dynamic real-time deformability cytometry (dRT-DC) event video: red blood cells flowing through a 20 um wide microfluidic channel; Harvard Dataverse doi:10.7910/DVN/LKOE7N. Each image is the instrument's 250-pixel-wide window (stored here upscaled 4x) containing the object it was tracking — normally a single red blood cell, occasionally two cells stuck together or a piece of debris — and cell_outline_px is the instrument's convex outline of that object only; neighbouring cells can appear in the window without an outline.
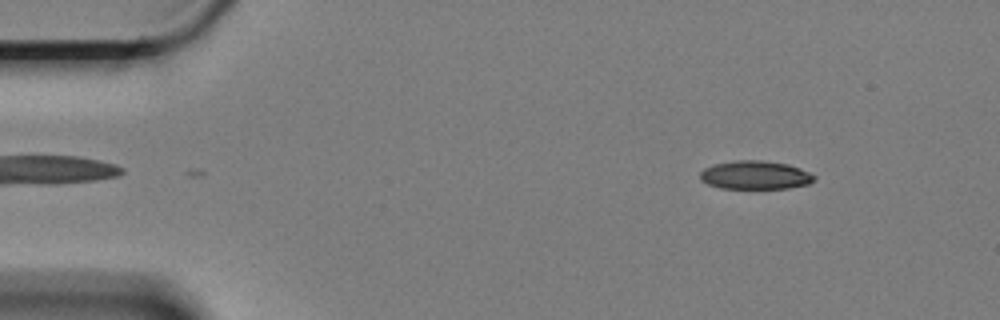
{"species": "Egyptian fruit bat (a non-hibernating species)", "species_latin": "Rousettus aegyptiacus", "temperature_condition": "cold", "stored_images_in_passage": 59, "camera_frame_rate_fps": 3000, "um_per_image_px": 0.085, "animal": {"sex": "female"}, "frame": {"image": 1, "passage_image": 7, "time_ms": 2.0, "image_size_px": [1000, 320], "cell_outline_px": [[816, 180], [808, 184], [788, 188], [720, 188], [708, 184], [700, 180], [700, 172], [704, 168], [712, 164], [736, 160], [760, 160], [788, 164], [800, 168], [816, 176]], "centroid_in_image_um": [64.18, 14.87], "position_along_channel_um": 20.8, "area_um2": 19.02}}
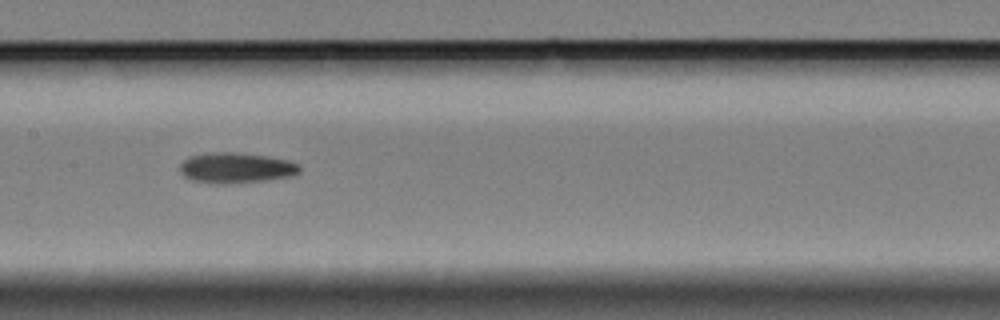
{"frame": {"image": 2, "passage_image": 29, "time_ms": 9.333, "image_size_px": [1000, 320], "cell_outline_px": [[300, 172], [292, 176], [264, 180], [228, 184], [220, 184], [192, 180], [184, 176], [180, 172], [180, 164], [188, 156], [212, 152], [236, 152], [264, 156], [288, 160], [300, 164]], "centroid_in_image_um": [20.05, 14.26], "position_along_channel_um": 187.3, "area_um2": 21.27}}
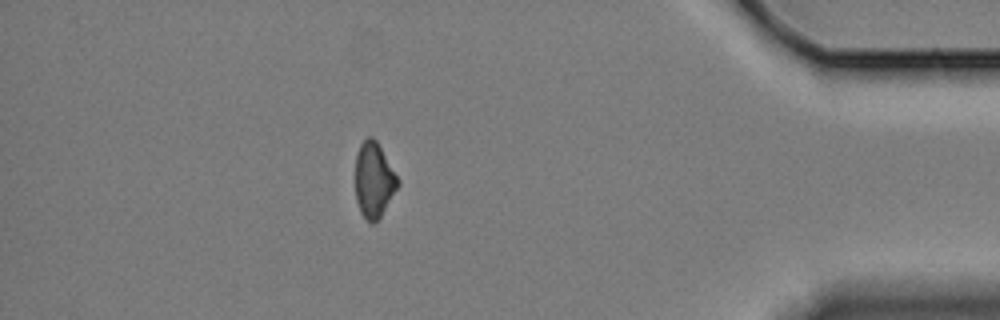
{"frame": {"image": 3, "passage_image": 52, "time_ms": 17.0, "image_size_px": [1000, 320], "cell_outline_px": [[400, 184], [380, 216], [372, 224], [360, 212], [356, 200], [356, 156], [360, 144], [368, 136], [372, 136], [376, 140], [400, 180]], "centroid_in_image_um": [31.78, 15.28], "position_along_channel_um": 403.4, "area_um2": 18.38}, "authors_computed_cell_mechanics": {"area_um2": 19.8254, "velocity_mm_per_s": 3.3573, "shape_relaxation_time_tau1_ms": 5.5803, "shape_relaxation_time_tau2_ms": null, "deformation_change_tau1": 0.1396, "deformation_change_tau2": null}}